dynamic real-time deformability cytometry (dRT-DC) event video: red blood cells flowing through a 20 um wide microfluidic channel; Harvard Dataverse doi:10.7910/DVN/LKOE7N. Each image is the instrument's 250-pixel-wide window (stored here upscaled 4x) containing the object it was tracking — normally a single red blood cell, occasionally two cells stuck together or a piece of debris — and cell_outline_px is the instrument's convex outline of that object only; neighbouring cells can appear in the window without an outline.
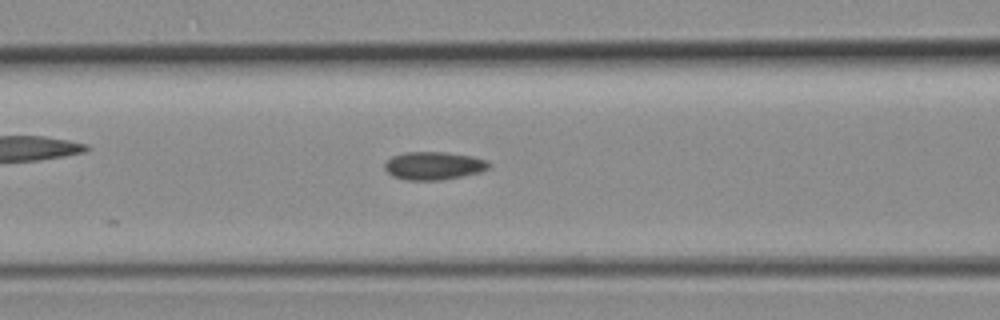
{"species": "common noctule bat (a hibernating species)", "species_latin": "Nyctalus noctula", "temperature_condition": "room temperature", "stored_images_in_passage": 22, "camera_frame_rate_fps": 3000, "um_per_image_px": 0.085, "animal": {"sex": "female", "body_mass_g": 19.3, "forearm_length_mm": 54.1}, "frame": {"image": 1, "passage_image": 18, "time_ms": 5.667, "image_size_px": [1000, 320], "cell_outline_px": [[492, 164], [488, 168], [480, 172], [464, 176], [444, 180], [404, 180], [392, 176], [384, 168], [384, 164], [392, 156], [404, 152], [444, 152], [472, 156], [488, 160]], "centroid_in_image_um": [36.88, 14.09], "position_along_channel_um": 129.7, "area_um2": 17.22}}